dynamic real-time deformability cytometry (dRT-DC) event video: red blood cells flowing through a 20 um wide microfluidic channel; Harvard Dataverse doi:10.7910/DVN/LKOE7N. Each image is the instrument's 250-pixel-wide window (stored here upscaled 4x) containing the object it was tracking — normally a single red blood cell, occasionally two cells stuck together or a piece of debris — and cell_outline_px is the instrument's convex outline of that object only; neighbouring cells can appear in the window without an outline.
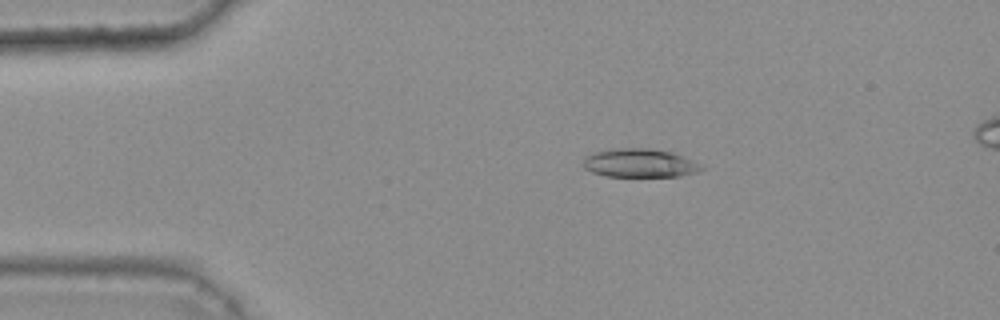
{"species": "common noctule bat (a hibernating species)", "species_latin": "Nyctalus noctula", "temperature_condition": "warm", "stored_images_in_passage": 47, "camera_frame_rate_fps": 3000, "um_per_image_px": 0.085, "animal": {"sex": "female", "body_mass_g": 25.1}, "frame": {"image": 1, "passage_image": 11, "time_ms": 3.333, "image_size_px": [1000, 320], "cell_outline_px": [[704, 168], [700, 172], [680, 176], [604, 176], [592, 172], [584, 168], [584, 156], [592, 152], [608, 148], [648, 148], [672, 152], [692, 160]], "centroid_in_image_um": [54.33, 13.85], "position_along_channel_um": 30.7, "area_um2": 19.83}}
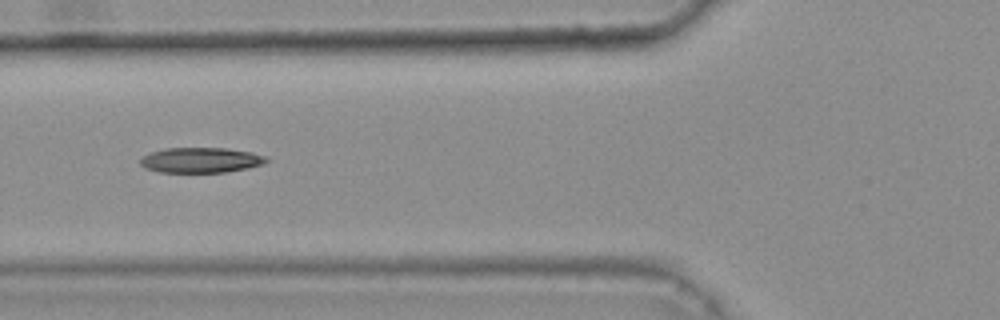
{"frame": {"image": 2, "passage_image": 21, "time_ms": 6.667, "image_size_px": [1000, 320], "cell_outline_px": [[268, 160], [264, 164], [248, 168], [224, 172], [160, 172], [144, 168], [140, 164], [140, 160], [144, 156], [152, 152], [164, 148], [228, 148], [252, 152], [264, 156]], "centroid_in_image_um": [17.07, 13.61], "position_along_channel_um": 108.7, "area_um2": 18.5}}
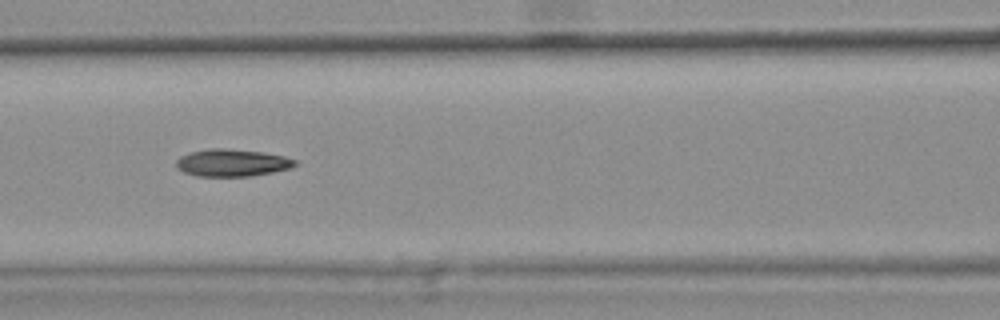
{"frame": {"image": 3, "passage_image": 24, "time_ms": 7.667, "image_size_px": [1000, 320], "cell_outline_px": [[300, 164], [288, 168], [272, 172], [252, 176], [196, 176], [184, 172], [176, 168], [176, 160], [180, 156], [192, 152], [212, 148], [224, 148], [260, 152], [284, 156], [296, 160]], "centroid_in_image_um": [19.72, 13.84], "position_along_channel_um": 146.9, "area_um2": 18.79}, "authors_computed_cell_mechanics": {"area_um2": 18.9584, "velocity_mm_per_s": 3.7877, "shape_relaxation_time_tau1_ms": 11.0928, "shape_relaxation_time_tau2_ms": 4.5891, "deformation_change_tau1": 0.2649, "deformation_change_tau2": 0.1212}}